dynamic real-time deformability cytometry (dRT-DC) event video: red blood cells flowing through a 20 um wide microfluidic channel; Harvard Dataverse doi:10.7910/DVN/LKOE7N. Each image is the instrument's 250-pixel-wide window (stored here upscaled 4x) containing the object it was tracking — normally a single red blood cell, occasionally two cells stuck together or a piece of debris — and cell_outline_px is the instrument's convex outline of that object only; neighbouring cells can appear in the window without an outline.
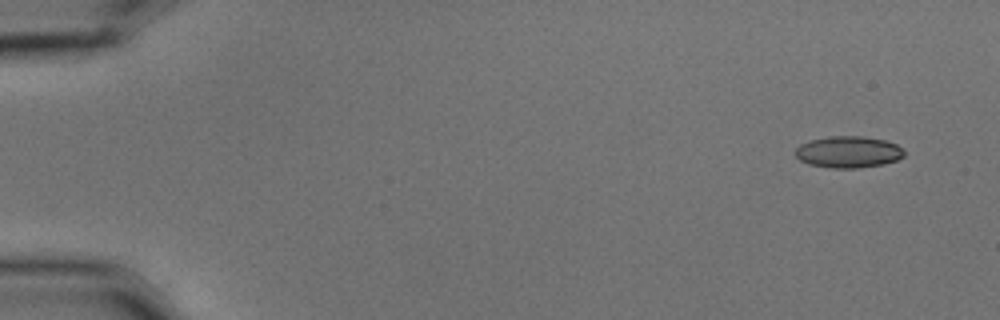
{"species": "common noctule bat (a hibernating species)", "species_latin": "Nyctalus noctula", "temperature_condition": "cold", "stored_images_in_passage": 5, "camera_frame_rate_fps": 3000, "um_per_image_px": 0.085, "animal": {"sex": "male", "body_mass_g": 15.6}, "frame": {"image": 1, "passage_image": 1, "time_ms": 0.0, "image_size_px": [1000, 320], "cell_outline_px": [[904, 156], [896, 160], [880, 164], [856, 168], [832, 168], [808, 164], [800, 160], [796, 156], [796, 148], [800, 144], [808, 140], [828, 136], [864, 136], [884, 140], [896, 144], [904, 152]], "centroid_in_image_um": [72.07, 12.91], "position_along_channel_um": 12.9, "area_um2": 19.94}}
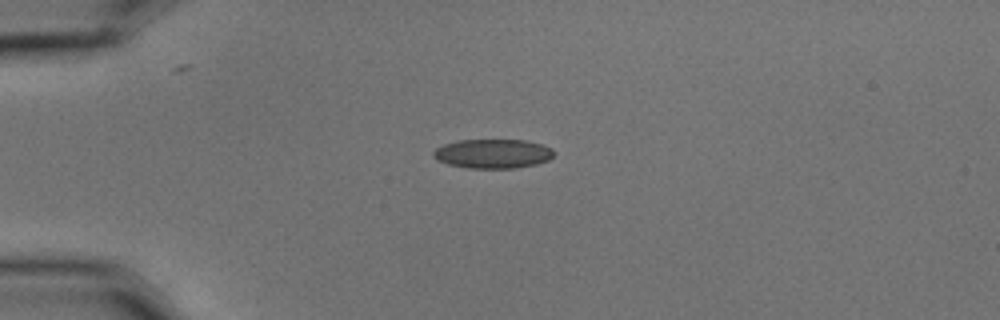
{"frame": {"image": 2, "passage_image": 4, "time_ms": 1.0, "image_size_px": [1000, 320], "cell_outline_px": [[552, 156], [548, 160], [536, 164], [516, 168], [468, 168], [448, 164], [432, 156], [432, 152], [436, 148], [444, 144], [460, 140], [524, 140], [540, 144], [552, 148]], "centroid_in_image_um": [41.87, 13.06], "position_along_channel_um": 43.1, "area_um2": 20.35}}